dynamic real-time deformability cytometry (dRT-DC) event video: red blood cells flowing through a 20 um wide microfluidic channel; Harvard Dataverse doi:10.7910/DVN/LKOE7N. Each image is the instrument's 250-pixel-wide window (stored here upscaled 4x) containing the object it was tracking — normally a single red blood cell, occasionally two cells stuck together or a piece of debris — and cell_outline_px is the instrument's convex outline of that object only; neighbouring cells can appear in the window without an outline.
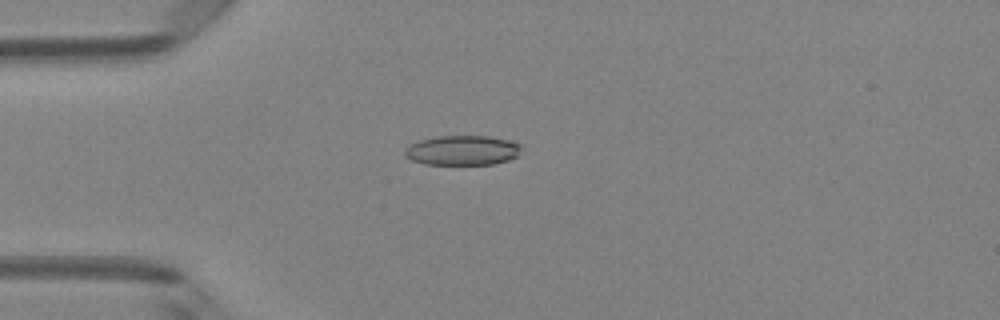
{"species": "Egyptian fruit bat (a non-hibernating species)", "species_latin": "Rousettus aegyptiacus", "temperature_condition": "room temperature", "stored_images_in_passage": 3, "camera_frame_rate_fps": 3000, "um_per_image_px": 0.085, "animal": {"sex": "female"}, "frame": {"image": 1, "passage_image": 3, "time_ms": 0.667, "image_size_px": [1000, 320], "cell_outline_px": [[524, 144], [516, 156], [508, 160], [492, 164], [424, 164], [412, 160], [404, 156], [404, 148], [420, 140], [436, 136], [488, 136], [508, 140]], "centroid_in_image_um": [39.3, 12.77], "position_along_channel_um": 45.7, "area_um2": 20.23}}